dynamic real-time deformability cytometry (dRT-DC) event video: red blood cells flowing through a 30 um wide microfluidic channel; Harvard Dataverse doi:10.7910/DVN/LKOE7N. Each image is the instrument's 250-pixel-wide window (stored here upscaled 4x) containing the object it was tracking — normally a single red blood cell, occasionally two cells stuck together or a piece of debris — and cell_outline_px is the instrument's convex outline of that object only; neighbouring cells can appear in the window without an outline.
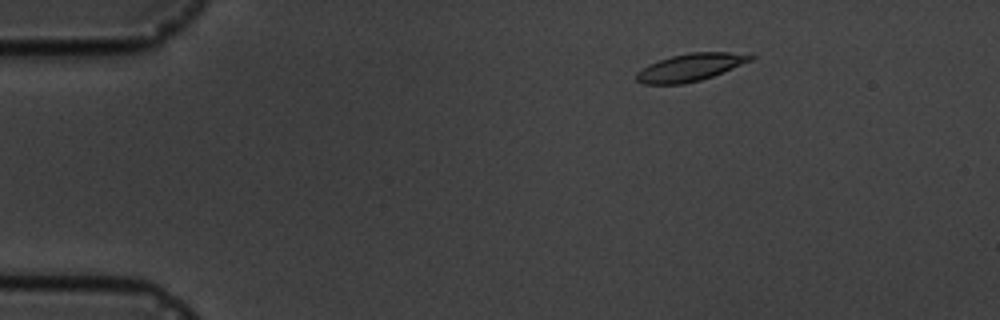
{"species": "common noctule bat (a hibernating species)", "species_latin": "Nyctalus noctula", "temperature_condition": "cold", "stored_images_in_passage": 6, "camera_frame_rate_fps": 3000, "um_per_image_px": 0.085, "animal": {"sex": "male", "body_mass_g": 19.5, "forearm_length_mm": 54.6}, "frame": {"image": 1, "passage_image": 2, "time_ms": 2.0, "image_size_px": [1000, 320], "cell_outline_px": [[756, 56], [752, 60], [712, 76], [700, 80], [684, 84], [644, 84], [636, 80], [636, 72], [648, 64], [672, 56], [692, 52], [752, 52]], "centroid_in_image_um": [58.72, 5.71], "position_along_channel_um": 26.3, "area_um2": 18.38}}
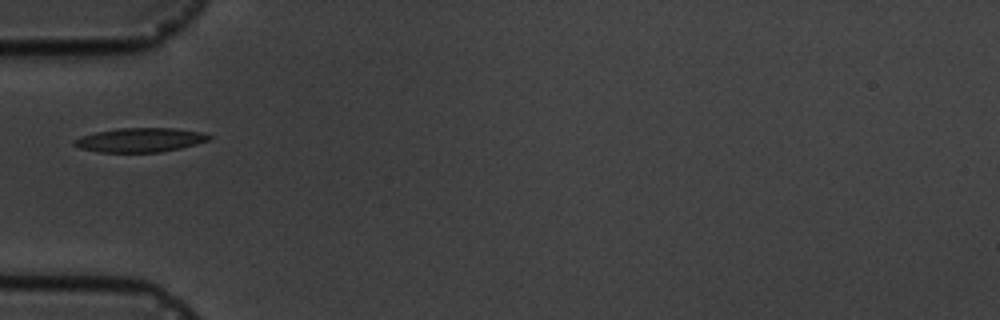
{"frame": {"image": 2, "passage_image": 5, "time_ms": 5.333, "image_size_px": [1000, 320], "cell_outline_px": [[212, 136], [208, 140], [196, 144], [180, 148], [160, 152], [100, 152], [80, 148], [72, 144], [72, 140], [80, 136], [96, 132], [120, 128], [176, 128], [204, 132]], "centroid_in_image_um": [11.9, 11.89], "position_along_channel_um": 73.1, "area_um2": 19.02}}
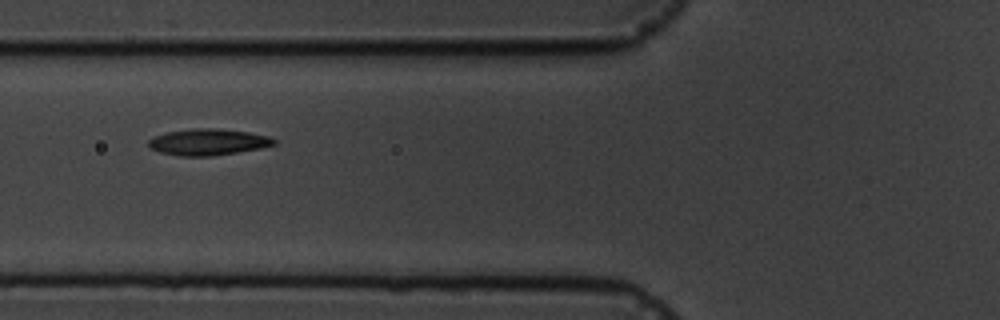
{"frame": {"image": 3, "passage_image": 6, "time_ms": 6.333, "image_size_px": [1000, 320], "cell_outline_px": [[276, 144], [260, 148], [212, 156], [180, 156], [160, 152], [148, 148], [148, 140], [152, 136], [168, 132], [192, 128], [216, 128], [248, 132], [268, 136], [276, 140]], "centroid_in_image_um": [17.64, 12.07], "position_along_channel_um": 108.2, "area_um2": 19.31}}